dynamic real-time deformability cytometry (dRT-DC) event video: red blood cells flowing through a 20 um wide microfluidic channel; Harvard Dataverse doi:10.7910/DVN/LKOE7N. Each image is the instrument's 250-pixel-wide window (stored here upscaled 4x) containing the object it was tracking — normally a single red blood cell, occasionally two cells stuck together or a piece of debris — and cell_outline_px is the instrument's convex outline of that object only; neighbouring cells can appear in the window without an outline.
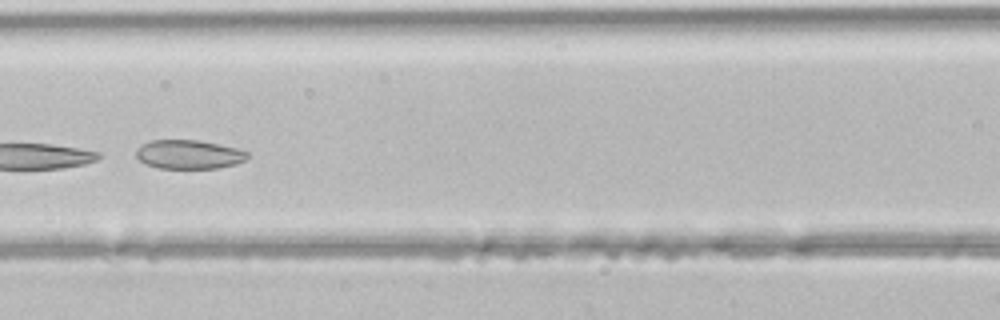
{"species": "common noctule bat (a hibernating species)", "species_latin": "Nyctalus noctula", "temperature_condition": "room temperature", "stored_images_in_passage": 45, "camera_frame_rate_fps": 3000, "um_per_image_px": 0.085, "animal": {"sex": "male", "body_mass_g": 21.5, "forearm_length_mm": 52.0}, "frame": {"image": 1, "passage_image": 20, "time_ms": 6.333, "image_size_px": [1000, 320], "cell_outline_px": [[248, 156], [244, 160], [236, 164], [216, 168], [156, 168], [144, 164], [136, 156], [136, 148], [152, 140], [200, 140], [236, 148], [248, 152]], "centroid_in_image_um": [16.03, 13.13], "position_along_channel_um": 150.6, "area_um2": 18.73}}